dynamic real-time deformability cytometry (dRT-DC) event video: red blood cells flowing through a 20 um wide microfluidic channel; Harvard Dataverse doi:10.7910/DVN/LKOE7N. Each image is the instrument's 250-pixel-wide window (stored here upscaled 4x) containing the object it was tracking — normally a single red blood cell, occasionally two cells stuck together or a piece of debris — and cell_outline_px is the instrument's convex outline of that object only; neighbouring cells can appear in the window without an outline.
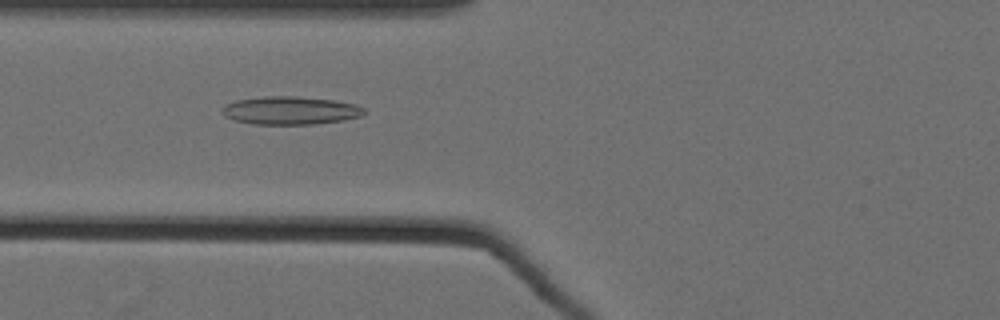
{"species": "Egyptian fruit bat (a non-hibernating species)", "species_latin": "Rousettus aegyptiacus", "temperature_condition": "cold", "stored_images_in_passage": 47, "camera_frame_rate_fps": 3000, "um_per_image_px": 0.085, "animal": {"sex": "female"}, "frame": {"image": 1, "passage_image": 13, "time_ms": 4.0, "image_size_px": [1000, 320], "cell_outline_px": [[364, 112], [360, 116], [344, 120], [312, 124], [252, 124], [236, 120], [224, 116], [220, 112], [220, 108], [236, 100], [264, 96], [300, 96], [332, 100], [356, 104], [364, 108]], "centroid_in_image_um": [24.65, 9.38], "position_along_channel_um": 101.1, "area_um2": 23.24}}
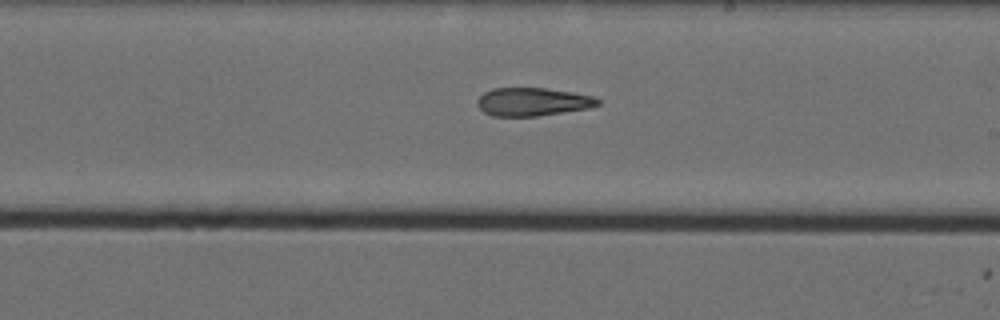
{"frame": {"image": 2, "passage_image": 25, "time_ms": 8.0, "image_size_px": [1000, 320], "cell_outline_px": [[600, 104], [592, 108], [536, 116], [492, 116], [484, 112], [476, 104], [476, 100], [484, 92], [492, 88], [544, 88], [572, 92], [592, 96], [600, 100]], "centroid_in_image_um": [45.27, 8.65], "position_along_channel_um": 243.7, "area_um2": 19.88}}
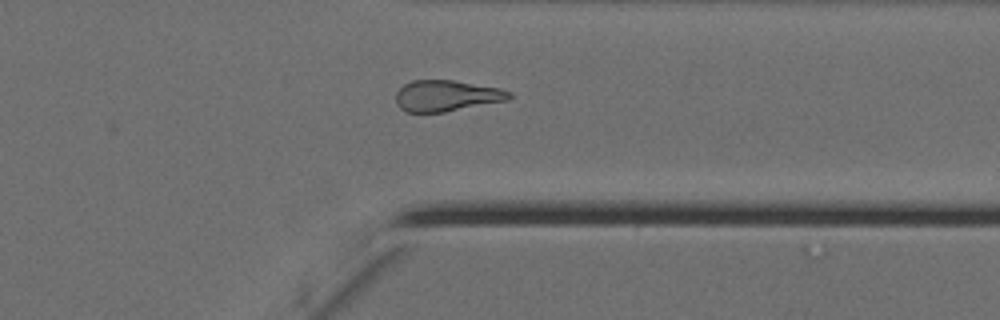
{"frame": {"image": 3, "passage_image": 36, "time_ms": 11.667, "image_size_px": [1000, 320], "cell_outline_px": [[512, 96], [508, 100], [444, 112], [408, 112], [400, 108], [396, 104], [396, 92], [404, 84], [412, 80], [452, 80], [500, 88], [512, 92]], "centroid_in_image_um": [37.95, 8.14], "position_along_channel_um": 373.4, "area_um2": 20.52}, "authors_computed_cell_mechanics": {"area_um2": 20.9814, "velocity_mm_per_s": 3.5463, "shape_relaxation_time_tau1_ms": null, "shape_relaxation_time_tau2_ms": 5.2217, "deformation_change_tau1": null, "deformation_change_tau2": 0.1533}}